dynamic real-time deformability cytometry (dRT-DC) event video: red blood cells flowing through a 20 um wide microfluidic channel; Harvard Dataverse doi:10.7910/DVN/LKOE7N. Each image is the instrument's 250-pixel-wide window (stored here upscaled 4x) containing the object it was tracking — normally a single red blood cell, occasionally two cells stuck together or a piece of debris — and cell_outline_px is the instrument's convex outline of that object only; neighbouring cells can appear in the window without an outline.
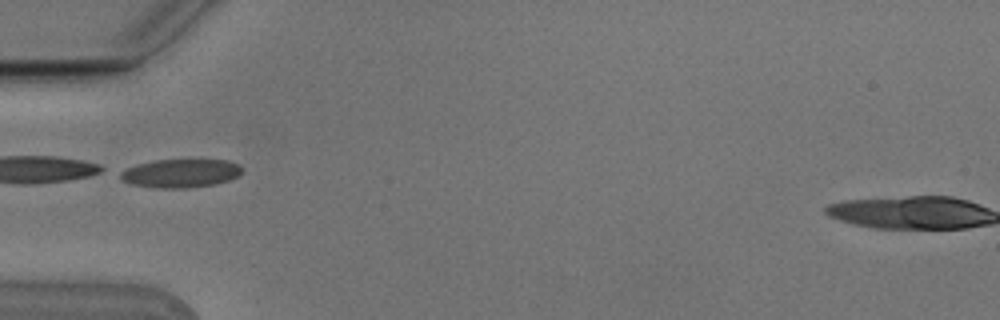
{"species": "Egyptian fruit bat (a non-hibernating species)", "species_latin": "Rousettus aegyptiacus", "temperature_condition": "cold", "stored_images_in_passage": 7, "camera_frame_rate_fps": 3000, "um_per_image_px": 0.085, "animal": {"sex": "male"}, "frame": {"image": 1, "passage_image": 6, "time_ms": 1.667, "image_size_px": [1000, 320], "cell_outline_px": [[240, 172], [236, 176], [228, 180], [216, 184], [188, 188], [156, 188], [132, 184], [120, 180], [120, 172], [136, 164], [156, 160], [228, 160], [236, 164], [240, 168]], "centroid_in_image_um": [15.3, 14.74], "position_along_channel_um": 69.7, "area_um2": 20.0}}